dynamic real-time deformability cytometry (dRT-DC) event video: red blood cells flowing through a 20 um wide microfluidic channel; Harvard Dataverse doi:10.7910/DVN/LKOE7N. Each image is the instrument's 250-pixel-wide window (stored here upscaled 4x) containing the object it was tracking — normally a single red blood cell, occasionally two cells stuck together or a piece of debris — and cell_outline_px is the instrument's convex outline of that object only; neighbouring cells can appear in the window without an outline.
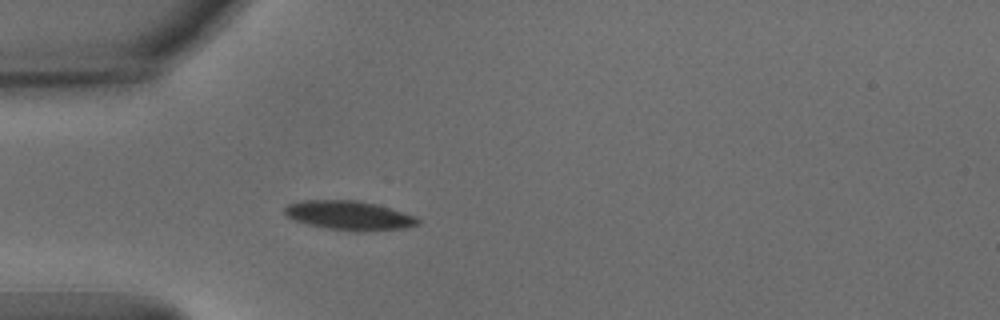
{"species": "common noctule bat (a hibernating species)", "species_latin": "Nyctalus noctula", "temperature_condition": "warm", "stored_images_in_passage": 39, "camera_frame_rate_fps": 3000, "um_per_image_px": 0.085, "animal": {"sex": "male", "body_mass_g": 15.6}, "frame": {"image": 1, "passage_image": 1, "time_ms": 0.0, "image_size_px": [1000, 320], "cell_outline_px": [[420, 220], [416, 224], [404, 228], [332, 228], [308, 224], [296, 220], [288, 216], [284, 212], [284, 208], [288, 204], [300, 200], [356, 200], [376, 204], [412, 216]], "centroid_in_image_um": [29.56, 18.24], "position_along_channel_um": 55.4, "area_um2": 21.04}}
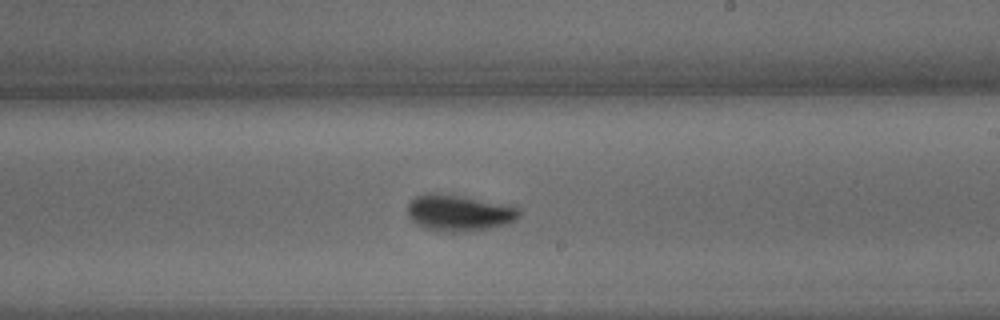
{"frame": {"image": 2, "passage_image": 17, "time_ms": 5.333, "image_size_px": [1000, 320], "cell_outline_px": [[520, 216], [516, 220], [508, 224], [488, 228], [460, 232], [444, 232], [424, 228], [416, 224], [408, 216], [408, 204], [416, 196], [432, 192], [460, 196], [520, 208]], "centroid_in_image_um": [38.99, 18.11], "position_along_channel_um": 250.0, "area_um2": 23.35}}
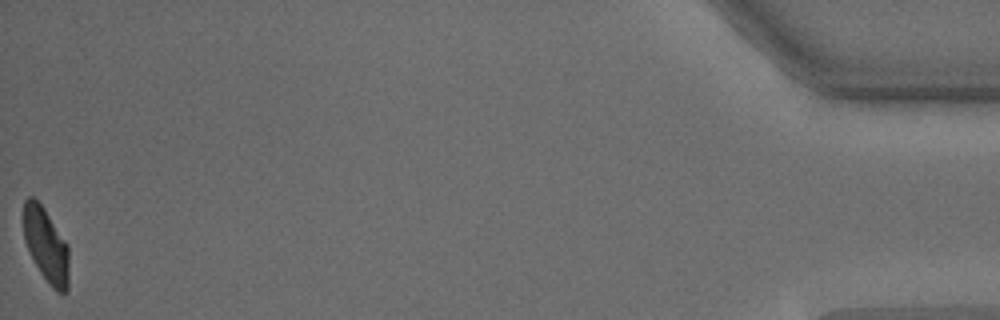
{"frame": {"image": 3, "passage_image": 39, "time_ms": 12.667, "image_size_px": [1000, 320], "cell_outline_px": [[68, 288], [64, 292], [56, 292], [48, 284], [40, 272], [24, 240], [24, 200], [28, 196], [36, 196], [68, 244]], "centroid_in_image_um": [3.92, 20.8], "position_along_channel_um": 431.3, "area_um2": 19.65}, "authors_computed_cell_mechanics": {"area_um2": 21.5594, "velocity_mm_per_s": 3.7717, "shape_relaxation_time_tau1_ms": 2.9754, "shape_relaxation_time_tau2_ms": 1.5306, "deformation_change_tau1": 0.1415, "deformation_change_tau2": 0.0559}}